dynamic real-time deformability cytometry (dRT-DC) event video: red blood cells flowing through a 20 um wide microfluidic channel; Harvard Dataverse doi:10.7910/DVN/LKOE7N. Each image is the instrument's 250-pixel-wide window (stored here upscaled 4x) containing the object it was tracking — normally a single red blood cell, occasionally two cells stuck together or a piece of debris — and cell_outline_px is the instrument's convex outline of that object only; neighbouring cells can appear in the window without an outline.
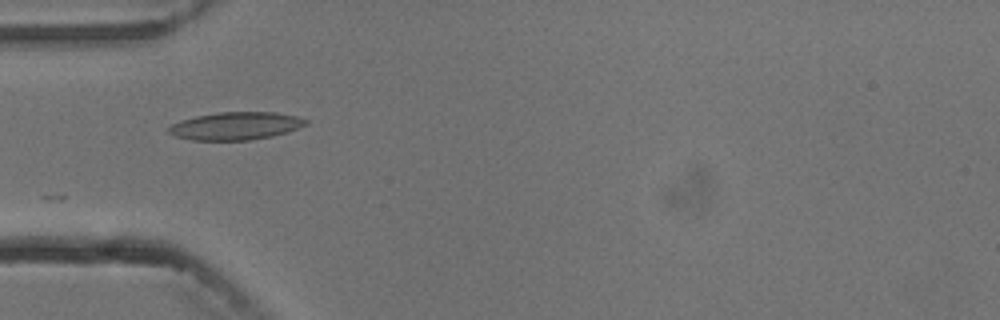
{"species": "common noctule bat (a hibernating species)", "species_latin": "Nyctalus noctula", "temperature_condition": "cold", "stored_images_in_passage": 3, "camera_frame_rate_fps": 3000, "um_per_image_px": 0.085, "animal": {"sex": "male", "body_mass_g": 13.3}, "frame": {"image": 1, "passage_image": 1, "time_ms": 0.0, "image_size_px": [1000, 320], "cell_outline_px": [[308, 124], [288, 132], [272, 136], [248, 140], [192, 140], [176, 136], [168, 132], [168, 128], [172, 124], [180, 120], [196, 116], [216, 112], [276, 112], [296, 116], [308, 120]], "centroid_in_image_um": [20.05, 10.7], "position_along_channel_um": 65.0, "area_um2": 22.2}}
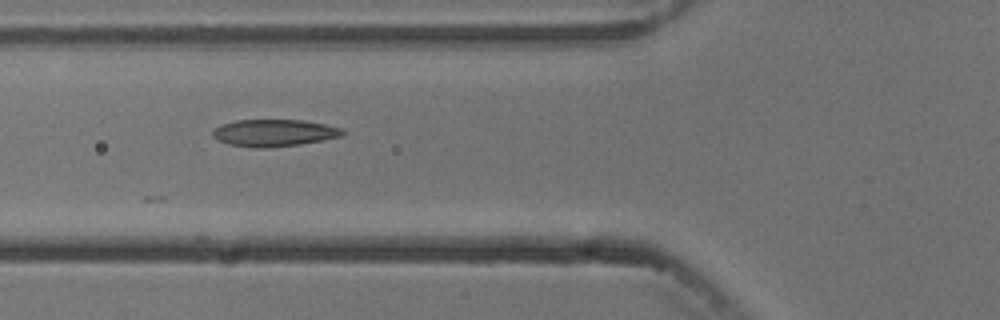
{"frame": {"image": 2, "passage_image": 2, "time_ms": 1.0, "image_size_px": [1000, 320], "cell_outline_px": [[344, 136], [324, 140], [300, 144], [268, 148], [256, 148], [228, 144], [212, 136], [212, 128], [220, 124], [236, 120], [304, 120], [344, 128]], "centroid_in_image_um": [23.3, 11.29], "position_along_channel_um": 102.5, "area_um2": 20.69}}
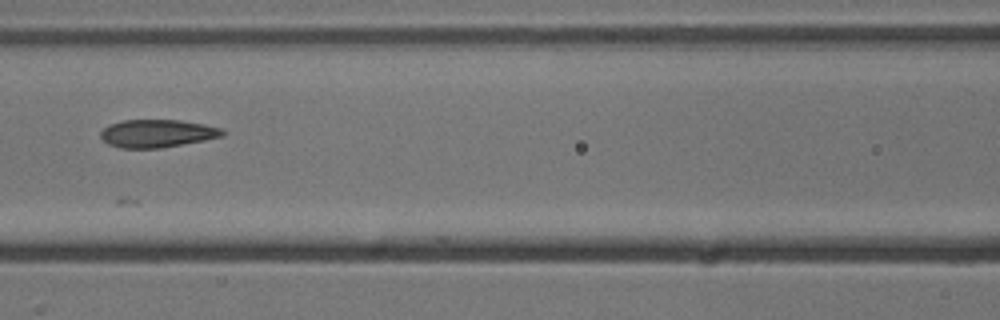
{"frame": {"image": 3, "passage_image": 3, "time_ms": 2.333, "image_size_px": [1000, 320], "cell_outline_px": [[224, 136], [204, 140], [160, 148], [120, 148], [108, 144], [100, 136], [100, 132], [108, 124], [120, 120], [180, 120], [204, 124], [220, 128], [224, 132]], "centroid_in_image_um": [13.32, 11.33], "position_along_channel_um": 153.3, "area_um2": 19.77}}